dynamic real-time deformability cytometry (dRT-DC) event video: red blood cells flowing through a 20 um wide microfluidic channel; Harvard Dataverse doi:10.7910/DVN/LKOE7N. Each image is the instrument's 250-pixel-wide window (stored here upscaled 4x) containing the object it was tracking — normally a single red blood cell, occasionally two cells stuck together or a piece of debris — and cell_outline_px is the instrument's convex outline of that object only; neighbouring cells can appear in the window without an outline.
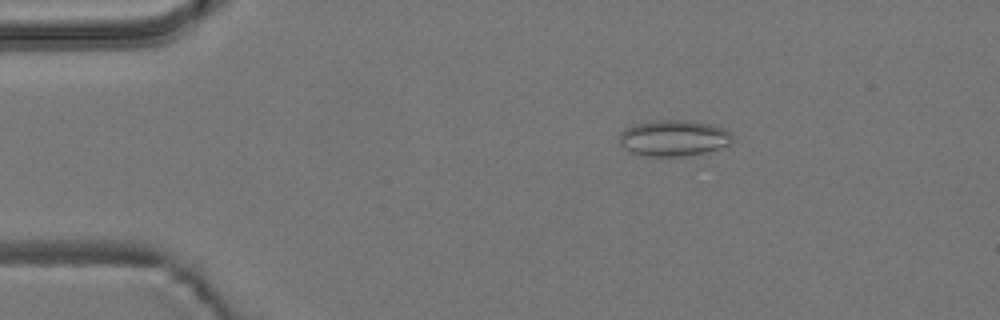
{"species": "common noctule bat (a hibernating species)", "species_latin": "Nyctalus noctula", "temperature_condition": "room temperature", "stored_images_in_passage": 5, "camera_frame_rate_fps": 3000, "um_per_image_px": 0.085, "animal": {"sex": "male", "body_mass_g": 19.2, "forearm_length_mm": 51.8}, "frame": {"image": 1, "passage_image": 3, "time_ms": 0.667, "image_size_px": [1000, 320], "cell_outline_px": [[732, 140], [728, 144], [708, 152], [684, 156], [648, 156], [632, 152], [624, 148], [620, 144], [620, 132], [624, 128], [636, 124], [652, 120], [688, 120], [712, 124], [724, 128], [732, 136]], "centroid_in_image_um": [57.25, 11.72], "position_along_channel_um": 27.8, "area_um2": 23.76}}